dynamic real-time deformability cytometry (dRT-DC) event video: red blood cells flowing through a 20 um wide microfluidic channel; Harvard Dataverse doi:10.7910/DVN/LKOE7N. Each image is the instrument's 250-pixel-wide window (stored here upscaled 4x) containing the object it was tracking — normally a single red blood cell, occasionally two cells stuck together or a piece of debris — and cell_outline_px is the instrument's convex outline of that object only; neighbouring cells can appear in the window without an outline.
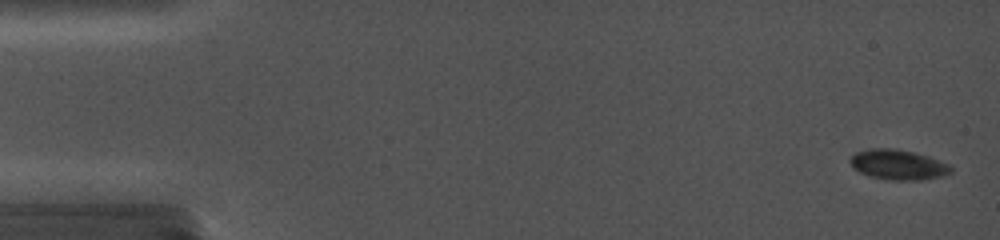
{"species": "common noctule bat (a hibernating species)", "species_latin": "Nyctalus noctula", "temperature_condition": "cold", "stored_images_in_passage": 37, "camera_frame_rate_fps": 5000, "um_per_image_px": 0.085, "animal": {"sex": "female", "body_mass_g": 19.0, "forearm_length_mm": 56.7}, "frame": {"image": 1, "passage_image": 1, "time_ms": 0.0, "image_size_px": [1000, 240], "cell_outline_px": [[952, 172], [940, 176], [920, 180], [888, 180], [872, 176], [860, 172], [848, 160], [856, 152], [868, 148], [892, 148], [912, 152], [928, 156], [948, 164], [952, 168]], "centroid_in_image_um": [76.33, 13.99], "position_along_channel_um": 8.7, "area_um2": 17.4}}
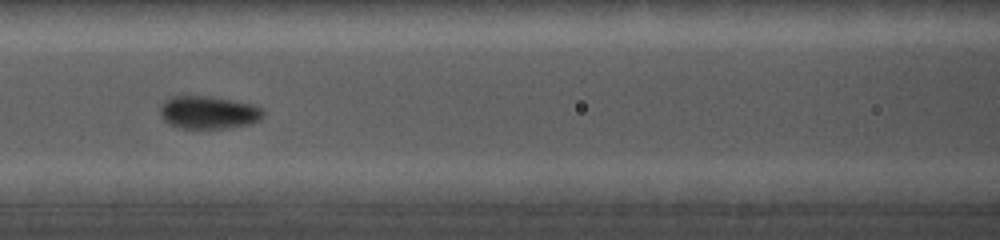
{"frame": {"image": 2, "passage_image": 17, "time_ms": 7.4, "image_size_px": [1000, 240], "cell_outline_px": [[264, 116], [260, 120], [248, 124], [228, 128], [184, 128], [168, 124], [160, 116], [160, 104], [164, 100], [172, 96], [208, 96], [232, 100], [252, 104], [264, 108]], "centroid_in_image_um": [17.72, 9.55], "position_along_channel_um": 148.9, "area_um2": 19.88}}
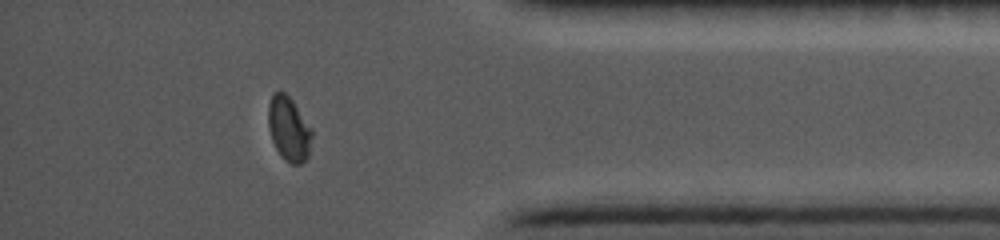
{"frame": {"image": 3, "passage_image": 33, "time_ms": 14.6, "image_size_px": [1000, 240], "cell_outline_px": [[312, 136], [308, 156], [300, 164], [292, 164], [276, 148], [272, 140], [268, 124], [268, 104], [272, 92], [280, 88], [292, 100], [312, 128]], "centroid_in_image_um": [24.54, 10.87], "position_along_channel_um": 410.7, "area_um2": 16.3}}